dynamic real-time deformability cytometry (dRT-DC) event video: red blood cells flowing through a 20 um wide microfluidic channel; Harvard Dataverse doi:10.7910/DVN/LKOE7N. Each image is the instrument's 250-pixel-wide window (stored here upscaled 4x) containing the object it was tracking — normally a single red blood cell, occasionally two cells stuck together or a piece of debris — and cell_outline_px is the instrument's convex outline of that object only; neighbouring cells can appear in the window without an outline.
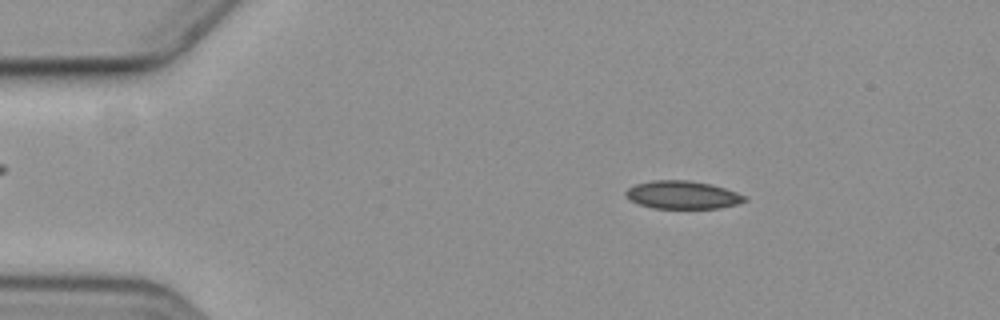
{"species": "common noctule bat (a hibernating species)", "species_latin": "Nyctalus noctula", "temperature_condition": "cold", "stored_images_in_passage": 5, "camera_frame_rate_fps": 3000, "um_per_image_px": 0.085, "animal": {"sex": "female", "body_mass_g": 19.3, "forearm_length_mm": 54.1}, "frame": {"image": 1, "passage_image": 2, "time_ms": 1.333, "image_size_px": [1000, 320], "cell_outline_px": [[748, 200], [736, 204], [720, 208], [652, 208], [640, 204], [632, 200], [624, 192], [628, 188], [636, 184], [652, 180], [688, 180], [712, 184], [736, 192], [744, 196]], "centroid_in_image_um": [58.02, 16.56], "position_along_channel_um": 27.0, "area_um2": 19.19}}
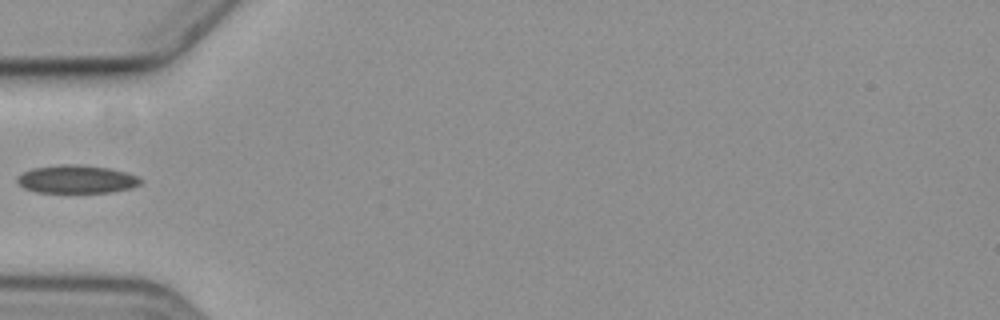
{"frame": {"image": 2, "passage_image": 5, "time_ms": 4.667, "image_size_px": [1000, 320], "cell_outline_px": [[144, 180], [140, 184], [132, 188], [108, 192], [36, 192], [24, 188], [16, 180], [24, 172], [32, 168], [60, 164], [76, 164], [108, 168], [124, 172], [136, 176]], "centroid_in_image_um": [6.52, 15.23], "position_along_channel_um": 78.5, "area_um2": 20.0}}